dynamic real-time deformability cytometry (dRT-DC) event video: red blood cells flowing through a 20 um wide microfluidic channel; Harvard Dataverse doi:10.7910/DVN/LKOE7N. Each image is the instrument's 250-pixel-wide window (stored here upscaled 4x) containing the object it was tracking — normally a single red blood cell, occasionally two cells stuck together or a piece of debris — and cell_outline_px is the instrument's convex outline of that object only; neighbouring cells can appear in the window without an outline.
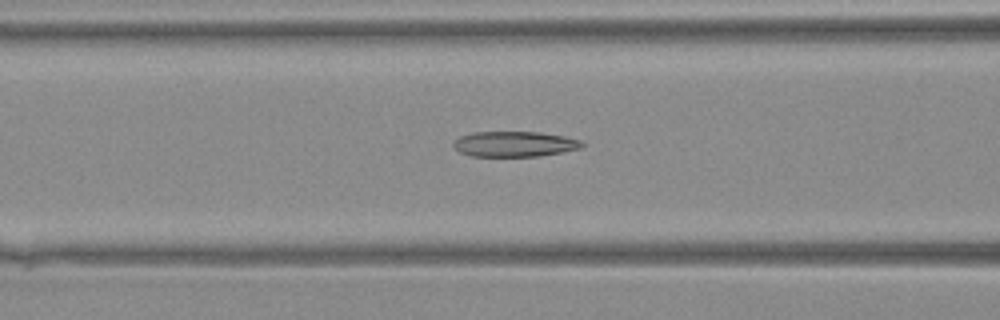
{"species": "Egyptian fruit bat (a non-hibernating species)", "species_latin": "Rousettus aegyptiacus", "temperature_condition": "warm", "stored_images_in_passage": 29, "camera_frame_rate_fps": 3000, "um_per_image_px": 0.085, "animal": {"sex": "female"}, "frame": {"image": 1, "passage_image": 7, "time_ms": 2.0, "image_size_px": [1000, 320], "cell_outline_px": [[584, 148], [536, 156], [472, 156], [460, 152], [452, 144], [460, 136], [476, 132], [540, 132], [564, 136], [580, 140], [584, 144]], "centroid_in_image_um": [43.76, 12.24], "position_along_channel_um": 122.8, "area_um2": 18.84}}
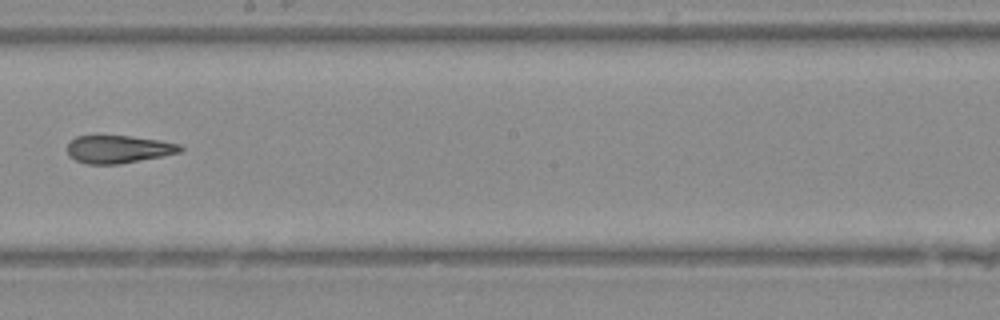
{"frame": {"image": 2, "passage_image": 14, "time_ms": 4.333, "image_size_px": [1000, 320], "cell_outline_px": [[184, 148], [180, 152], [164, 156], [120, 164], [88, 164], [76, 160], [68, 156], [68, 144], [76, 136], [128, 136], [160, 140], [180, 144]], "centroid_in_image_um": [10.09, 12.69], "position_along_channel_um": 238.1, "area_um2": 18.26}}
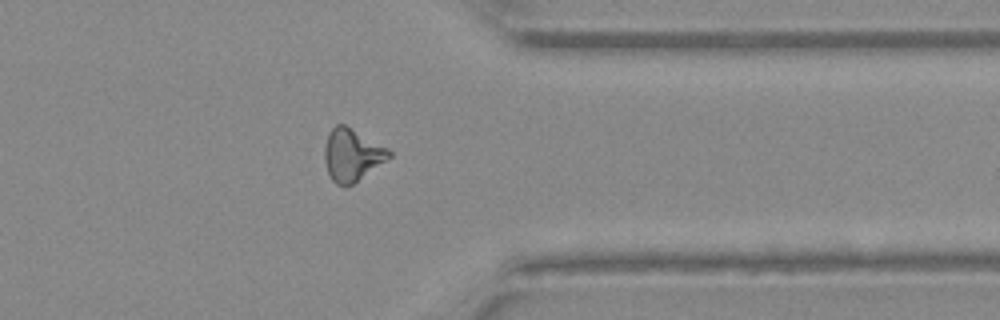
{"frame": {"image": 3, "passage_image": 23, "time_ms": 7.333, "image_size_px": [1000, 320], "cell_outline_px": [[392, 156], [352, 184], [344, 188], [336, 184], [332, 180], [328, 172], [324, 160], [324, 148], [328, 136], [332, 128], [336, 124], [344, 124], [388, 148], [392, 152]], "centroid_in_image_um": [29.91, 13.18], "position_along_channel_um": 381.5, "area_um2": 19.48}}